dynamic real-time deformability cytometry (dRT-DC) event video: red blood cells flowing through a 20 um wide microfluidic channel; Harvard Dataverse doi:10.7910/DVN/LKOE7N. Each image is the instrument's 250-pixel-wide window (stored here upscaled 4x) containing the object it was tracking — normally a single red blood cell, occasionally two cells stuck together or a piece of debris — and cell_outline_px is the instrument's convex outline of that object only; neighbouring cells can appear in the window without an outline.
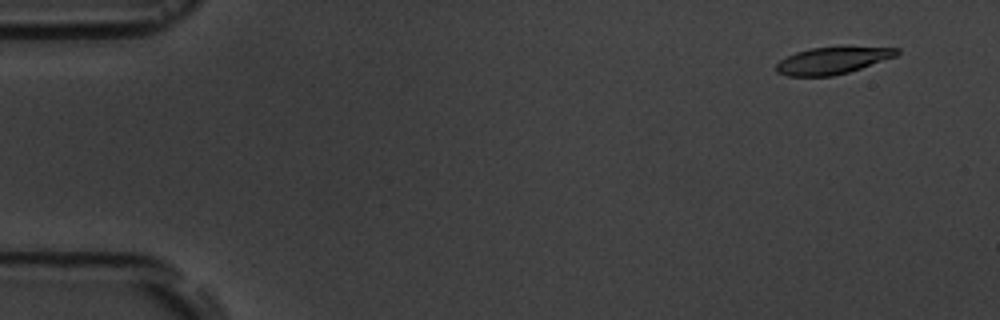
{"species": "common noctule bat (a hibernating species)", "species_latin": "Nyctalus noctula", "temperature_condition": "room temperature", "stored_images_in_passage": 9, "camera_frame_rate_fps": 3000, "um_per_image_px": 0.085, "animal": {"sex": "male", "body_mass_g": 19.5, "forearm_length_mm": 54.6}, "frame": {"image": 1, "passage_image": 2, "time_ms": 1.0, "image_size_px": [1000, 320], "cell_outline_px": [[900, 52], [896, 56], [848, 72], [832, 76], [788, 76], [776, 72], [776, 64], [780, 60], [796, 52], [812, 48], [900, 48]], "centroid_in_image_um": [70.71, 5.17], "position_along_channel_um": 14.3, "area_um2": 18.32}}
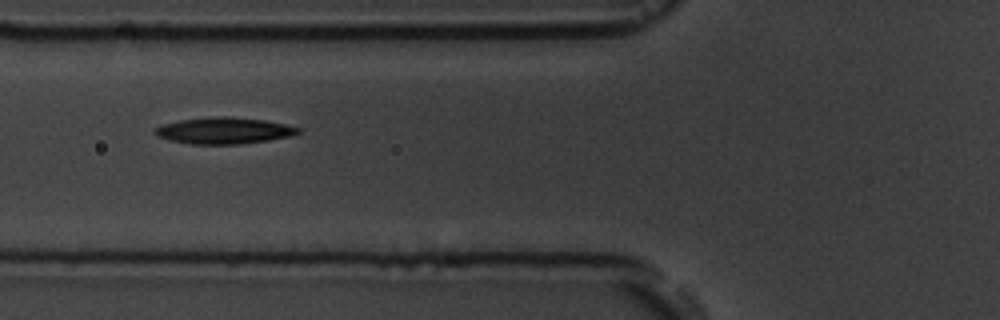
{"frame": {"image": 2, "passage_image": 7, "time_ms": 6.667, "image_size_px": [1000, 320], "cell_outline_px": [[300, 132], [292, 136], [268, 140], [240, 144], [192, 144], [168, 140], [156, 136], [152, 132], [152, 128], [164, 124], [180, 120], [216, 116], [228, 116], [264, 120], [284, 124], [300, 128]], "centroid_in_image_um": [18.99, 11.1], "position_along_channel_um": 106.8, "area_um2": 22.14}}
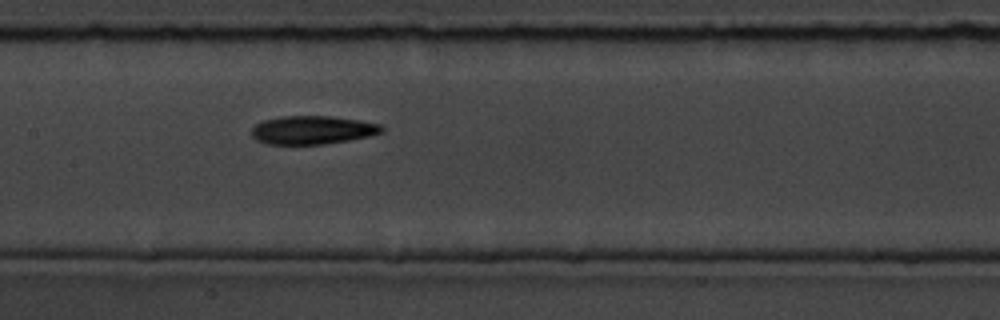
{"frame": {"image": 3, "passage_image": 9, "time_ms": 8.667, "image_size_px": [1000, 320], "cell_outline_px": [[384, 132], [368, 136], [348, 140], [324, 144], [268, 144], [256, 140], [252, 136], [252, 128], [256, 124], [264, 120], [280, 116], [332, 116], [360, 120], [380, 124], [384, 128]], "centroid_in_image_um": [26.57, 11.04], "position_along_channel_um": 180.8, "area_um2": 21.56}}